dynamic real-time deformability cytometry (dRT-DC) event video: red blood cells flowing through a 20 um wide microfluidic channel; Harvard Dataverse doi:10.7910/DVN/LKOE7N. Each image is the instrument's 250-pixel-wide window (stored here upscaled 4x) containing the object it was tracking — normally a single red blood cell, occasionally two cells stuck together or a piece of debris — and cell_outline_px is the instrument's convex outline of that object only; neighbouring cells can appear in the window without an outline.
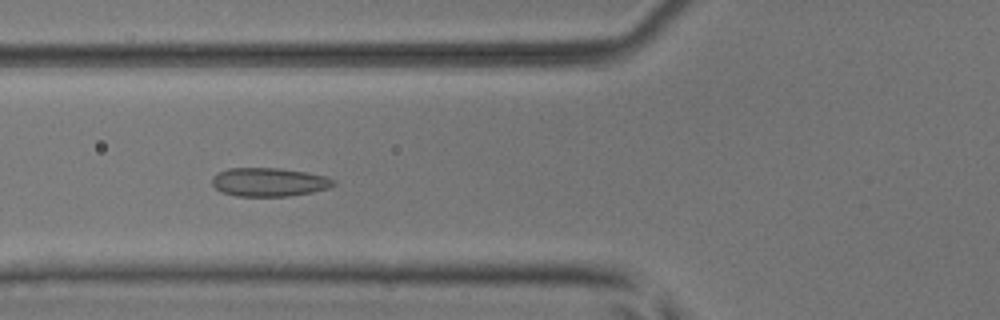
{"species": "common noctule bat (a hibernating species)", "species_latin": "Nyctalus noctula", "temperature_condition": "room temperature", "stored_images_in_passage": 52, "camera_frame_rate_fps": 3000, "um_per_image_px": 0.085, "animal": {"sex": "male", "body_mass_g": 17.9, "forearm_length_mm": 54.2}, "frame": {"image": 1, "passage_image": 20, "time_ms": 6.333, "image_size_px": [1000, 320], "cell_outline_px": [[336, 184], [328, 188], [312, 192], [288, 196], [236, 196], [220, 192], [212, 184], [212, 176], [216, 172], [228, 168], [280, 168], [308, 172], [324, 176], [336, 180]], "centroid_in_image_um": [22.85, 15.47], "position_along_channel_um": 103.0, "area_um2": 20.46}}
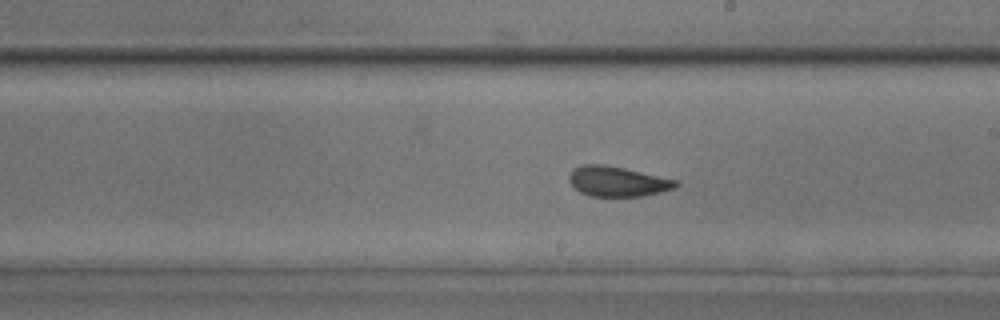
{"frame": {"image": 2, "passage_image": 30, "time_ms": 9.667, "image_size_px": [1000, 320], "cell_outline_px": [[680, 184], [676, 188], [660, 192], [640, 196], [592, 196], [580, 192], [568, 180], [568, 176], [572, 168], [580, 164], [604, 164], [624, 168], [676, 180]], "centroid_in_image_um": [52.45, 15.41], "position_along_channel_um": 236.5, "area_um2": 18.67}}
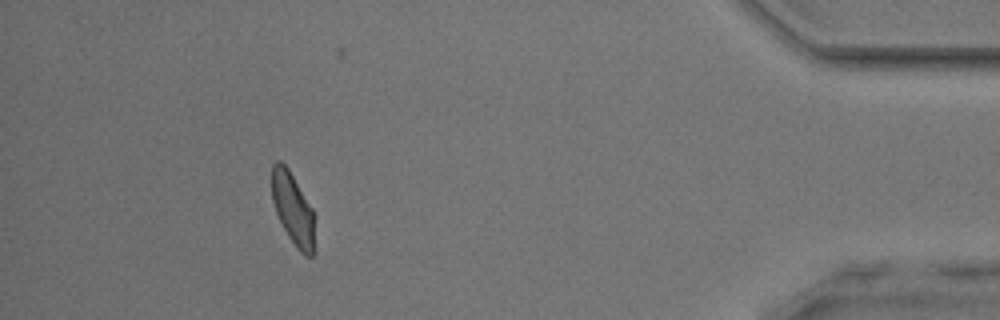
{"frame": {"image": 3, "passage_image": 47, "time_ms": 15.333, "image_size_px": [1000, 320], "cell_outline_px": [[316, 252], [312, 256], [304, 256], [296, 248], [288, 236], [276, 212], [272, 200], [272, 164], [276, 160], [280, 160], [288, 168], [312, 208], [316, 248]], "centroid_in_image_um": [24.92, 17.8], "position_along_channel_um": 410.3, "area_um2": 18.09}, "authors_computed_cell_mechanics": {"area_um2": 19.1029, "velocity_mm_per_s": 4.0241, "shape_relaxation_time_tau1_ms": null, "shape_relaxation_time_tau2_ms": 1.4051, "deformation_change_tau1": null, "deformation_change_tau2": 0.0677}}